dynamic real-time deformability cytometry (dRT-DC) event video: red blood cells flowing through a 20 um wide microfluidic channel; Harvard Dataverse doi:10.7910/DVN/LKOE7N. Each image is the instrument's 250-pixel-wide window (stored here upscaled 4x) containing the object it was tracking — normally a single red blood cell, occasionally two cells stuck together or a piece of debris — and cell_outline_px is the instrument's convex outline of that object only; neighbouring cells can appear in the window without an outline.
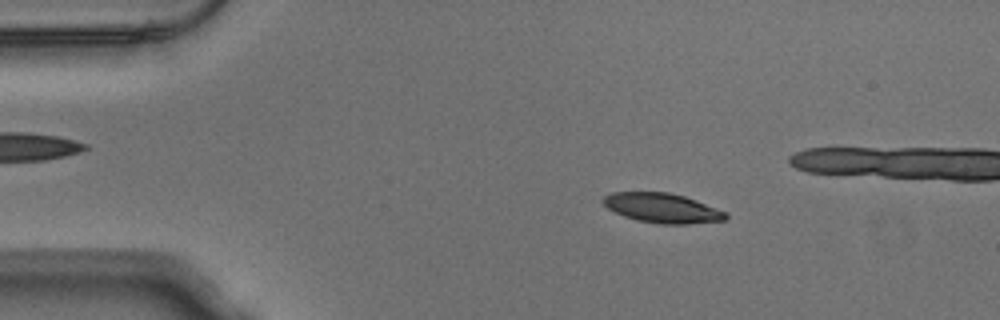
{"species": "Egyptian fruit bat (a non-hibernating species)", "species_latin": "Rousettus aegyptiacus", "temperature_condition": "warm", "stored_images_in_passage": 50, "camera_frame_rate_fps": 3000, "um_per_image_px": 0.085, "animal": {"sex": "male"}, "frame": {"image": 1, "passage_image": 5, "time_ms": 1.333, "image_size_px": [1000, 320], "cell_outline_px": [[728, 216], [724, 220], [688, 224], [660, 224], [636, 220], [624, 216], [608, 208], [600, 200], [604, 196], [612, 192], [668, 192], [684, 196], [728, 212]], "centroid_in_image_um": [56.29, 17.68], "position_along_channel_um": 28.7, "area_um2": 21.15}}
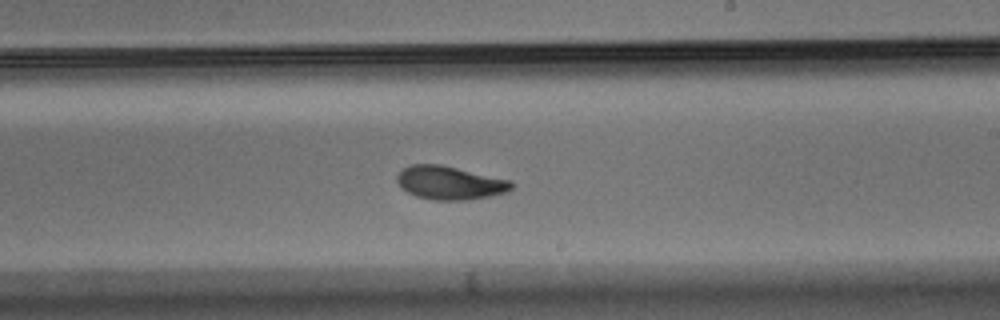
{"frame": {"image": 2, "passage_image": 27, "time_ms": 8.667, "image_size_px": [1000, 320], "cell_outline_px": [[512, 188], [504, 192], [488, 196], [464, 200], [432, 200], [416, 196], [408, 192], [396, 180], [396, 176], [404, 168], [412, 164], [440, 164], [508, 180], [512, 184]], "centroid_in_image_um": [38.18, 15.54], "position_along_channel_um": 250.8, "area_um2": 21.73}}
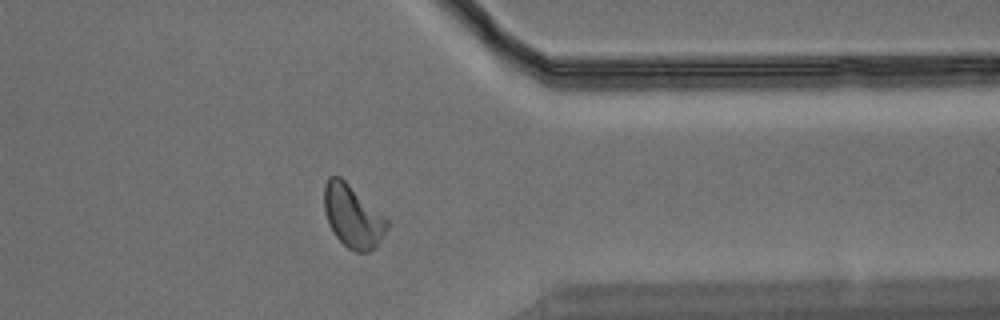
{"frame": {"image": 3, "passage_image": 38, "time_ms": 12.333, "image_size_px": [1000, 320], "cell_outline_px": [[388, 224], [376, 248], [368, 252], [356, 252], [348, 248], [336, 236], [328, 224], [324, 212], [324, 184], [328, 176], [340, 176], [384, 216], [388, 220]], "centroid_in_image_um": [29.95, 18.38], "position_along_channel_um": 381.5, "area_um2": 22.72}, "authors_computed_cell_mechanics": {"area_um2": 22.1952, "velocity_mm_per_s": 3.7994, "shape_relaxation_time_tau1_ms": 3.4045, "shape_relaxation_time_tau2_ms": 2.5434, "deformation_change_tau1": 0.1482, "deformation_change_tau2": 0.0774}}